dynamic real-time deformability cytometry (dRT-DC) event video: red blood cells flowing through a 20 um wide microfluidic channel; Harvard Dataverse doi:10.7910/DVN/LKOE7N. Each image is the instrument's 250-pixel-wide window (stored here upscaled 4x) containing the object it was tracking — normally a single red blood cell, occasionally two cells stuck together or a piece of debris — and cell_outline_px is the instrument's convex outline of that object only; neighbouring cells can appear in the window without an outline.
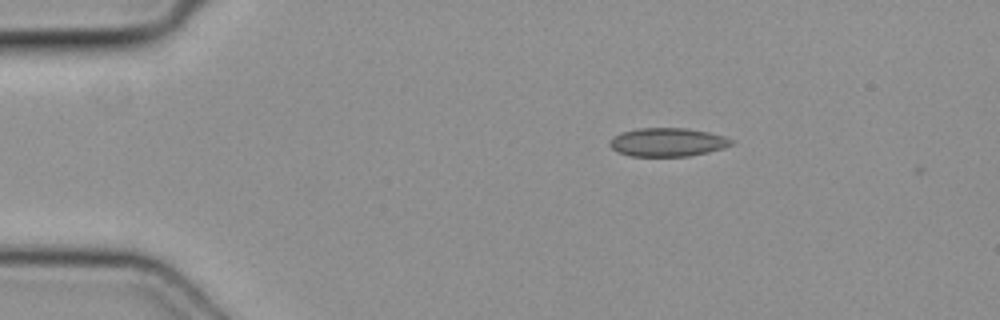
{"species": "common noctule bat (a hibernating species)", "species_latin": "Nyctalus noctula", "temperature_condition": "cold", "stored_images_in_passage": 5, "camera_frame_rate_fps": 3000, "um_per_image_px": 0.085, "animal": {"sex": "female", "body_mass_g": 19.3, "forearm_length_mm": 54.1}, "frame": {"image": 1, "passage_image": 1, "time_ms": 0.0, "image_size_px": [1000, 320], "cell_outline_px": [[732, 144], [724, 148], [708, 152], [688, 156], [632, 156], [620, 152], [612, 148], [608, 144], [620, 132], [636, 128], [688, 128], [708, 132], [724, 136], [732, 140]], "centroid_in_image_um": [56.75, 12.08], "position_along_channel_um": 28.2, "area_um2": 20.06}}
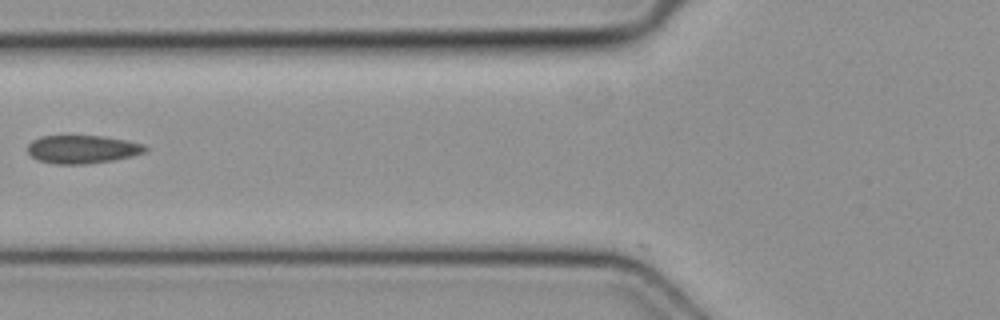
{"frame": {"image": 2, "passage_image": 4, "time_ms": 1.0, "image_size_px": [1000, 320], "cell_outline_px": [[148, 152], [116, 160], [84, 164], [56, 164], [36, 160], [28, 152], [28, 144], [32, 140], [40, 136], [104, 136], [144, 144], [148, 148]], "centroid_in_image_um": [7.02, 12.69], "position_along_channel_um": 118.8, "area_um2": 19.48}}
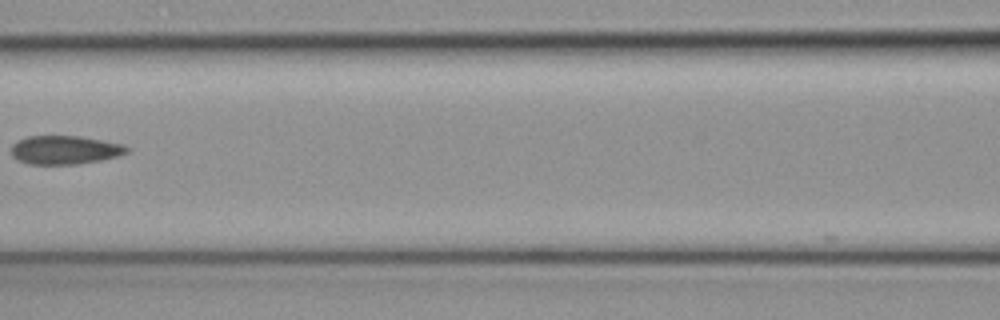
{"frame": {"image": 3, "passage_image": 5, "time_ms": 1.333, "image_size_px": [1000, 320], "cell_outline_px": [[128, 152], [116, 156], [100, 160], [76, 164], [28, 164], [16, 160], [12, 156], [12, 144], [28, 136], [80, 136], [124, 144], [128, 148]], "centroid_in_image_um": [5.49, 12.74], "position_along_channel_um": 161.1, "area_um2": 19.19}}